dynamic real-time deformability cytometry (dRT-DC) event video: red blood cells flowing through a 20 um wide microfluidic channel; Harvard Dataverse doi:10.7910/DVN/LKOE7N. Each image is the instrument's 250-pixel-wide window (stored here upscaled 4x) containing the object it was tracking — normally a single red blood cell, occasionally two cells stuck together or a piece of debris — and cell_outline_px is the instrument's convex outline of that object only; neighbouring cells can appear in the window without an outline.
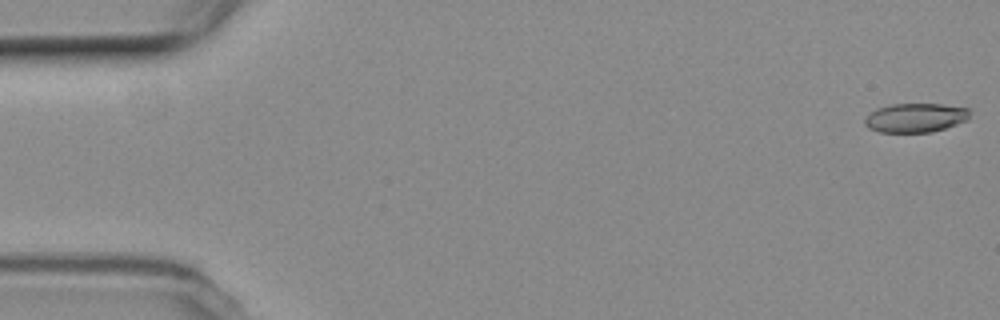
{"species": "common noctule bat (a hibernating species)", "species_latin": "Nyctalus noctula", "temperature_condition": "room temperature", "stored_images_in_passage": 10, "camera_frame_rate_fps": 3000, "um_per_image_px": 0.085, "animal": {"sex": "female", "body_mass_g": 19.3, "forearm_length_mm": 54.1}, "frame": {"image": 1, "passage_image": 1, "time_ms": 0.0, "image_size_px": [1000, 320], "cell_outline_px": [[972, 112], [968, 120], [932, 132], [880, 132], [868, 128], [864, 124], [864, 120], [876, 108], [892, 104], [944, 104], [968, 108]], "centroid_in_image_um": [77.84, 10.0], "position_along_channel_um": 7.2, "area_um2": 17.86}}